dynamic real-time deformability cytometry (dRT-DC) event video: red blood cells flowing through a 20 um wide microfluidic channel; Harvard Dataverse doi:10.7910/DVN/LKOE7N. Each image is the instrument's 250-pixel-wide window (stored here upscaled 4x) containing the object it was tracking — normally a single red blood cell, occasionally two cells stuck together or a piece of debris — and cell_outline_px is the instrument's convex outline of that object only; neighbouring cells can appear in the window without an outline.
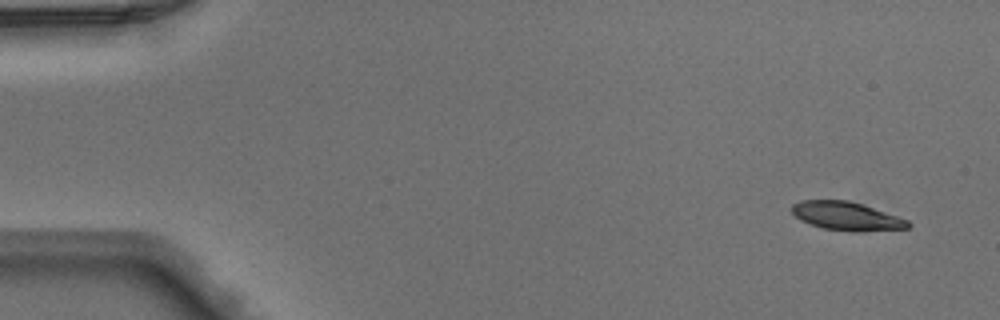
{"species": "Egyptian fruit bat (a non-hibernating species)", "species_latin": "Rousettus aegyptiacus", "temperature_condition": "warm", "stored_images_in_passage": 46, "camera_frame_rate_fps": 3000, "um_per_image_px": 0.085, "animal": {"sex": "male"}, "frame": {"image": 1, "passage_image": 1, "time_ms": 0.0, "image_size_px": [1000, 320], "cell_outline_px": [[912, 224], [908, 228], [856, 232], [852, 232], [824, 228], [800, 220], [792, 212], [792, 204], [800, 200], [848, 200], [908, 220]], "centroid_in_image_um": [71.94, 18.37], "position_along_channel_um": 13.1, "area_um2": 19.02}}
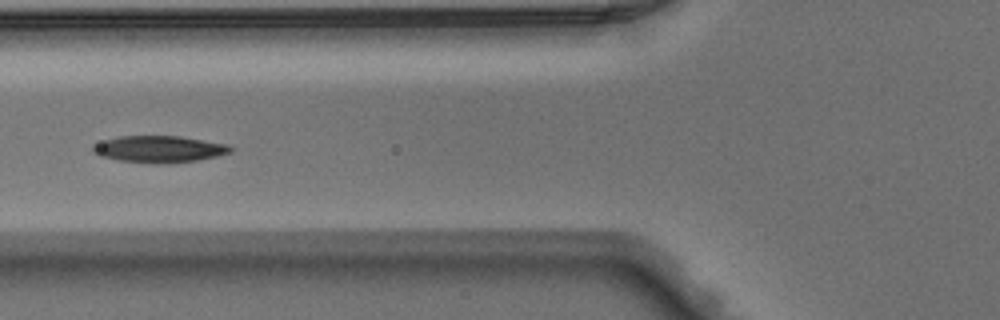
{"frame": {"image": 2, "passage_image": 17, "time_ms": 5.333, "image_size_px": [1000, 320], "cell_outline_px": [[232, 152], [216, 156], [196, 160], [120, 160], [100, 156], [92, 152], [92, 144], [104, 140], [120, 136], [180, 136], [228, 144], [232, 148]], "centroid_in_image_um": [13.51, 12.61], "position_along_channel_um": 112.3, "area_um2": 20.23}}
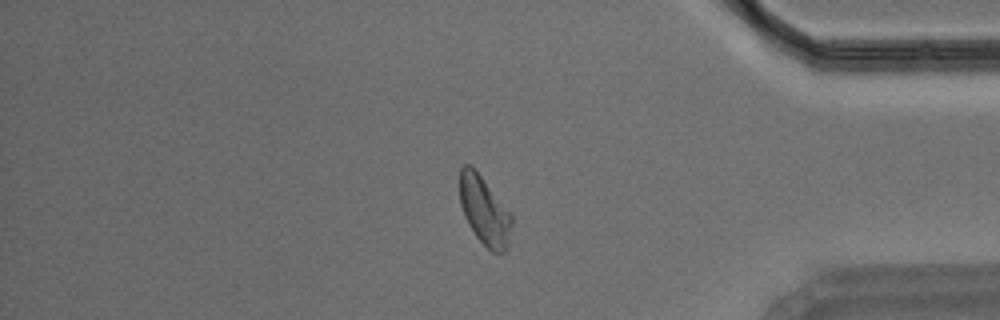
{"frame": {"image": 3, "passage_image": 39, "time_ms": 12.667, "image_size_px": [1000, 320], "cell_outline_px": [[512, 224], [508, 248], [504, 252], [492, 252], [476, 236], [468, 224], [464, 216], [460, 204], [460, 168], [464, 164], [468, 164], [480, 176], [512, 212]], "centroid_in_image_um": [41.2, 17.94], "position_along_channel_um": 394.0, "area_um2": 20.69}}